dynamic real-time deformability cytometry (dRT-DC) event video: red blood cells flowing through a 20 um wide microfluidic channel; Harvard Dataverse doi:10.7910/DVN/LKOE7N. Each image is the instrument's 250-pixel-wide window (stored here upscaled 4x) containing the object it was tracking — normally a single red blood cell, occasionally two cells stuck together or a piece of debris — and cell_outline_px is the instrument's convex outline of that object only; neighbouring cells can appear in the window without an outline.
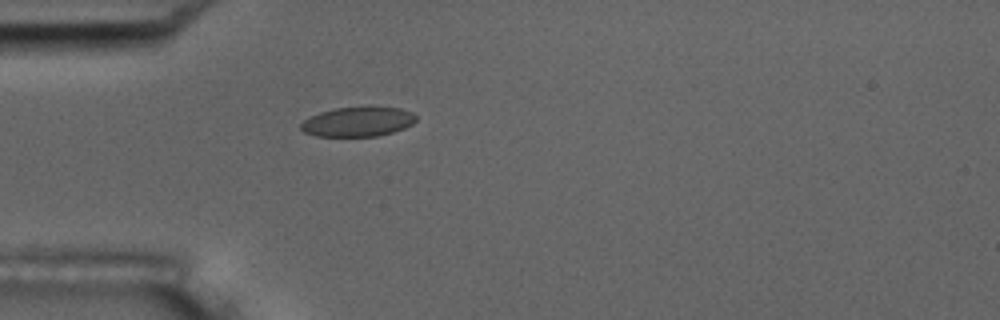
{"species": "common noctule bat (a hibernating species)", "species_latin": "Nyctalus noctula", "temperature_condition": "room temperature", "stored_images_in_passage": 2, "camera_frame_rate_fps": 3000, "um_per_image_px": 0.085, "animal": {"sex": "male", "body_mass_g": 17.5, "forearm_length_mm": 52.3}, "frame": {"image": 1, "passage_image": 2, "time_ms": 0.333, "image_size_px": [1000, 320], "cell_outline_px": [[416, 120], [412, 124], [404, 128], [392, 132], [376, 136], [316, 136], [304, 132], [300, 128], [300, 124], [304, 120], [320, 112], [332, 108], [368, 104], [400, 108], [412, 112], [416, 116]], "centroid_in_image_um": [30.44, 10.3], "position_along_channel_um": 54.6, "area_um2": 20.52}}